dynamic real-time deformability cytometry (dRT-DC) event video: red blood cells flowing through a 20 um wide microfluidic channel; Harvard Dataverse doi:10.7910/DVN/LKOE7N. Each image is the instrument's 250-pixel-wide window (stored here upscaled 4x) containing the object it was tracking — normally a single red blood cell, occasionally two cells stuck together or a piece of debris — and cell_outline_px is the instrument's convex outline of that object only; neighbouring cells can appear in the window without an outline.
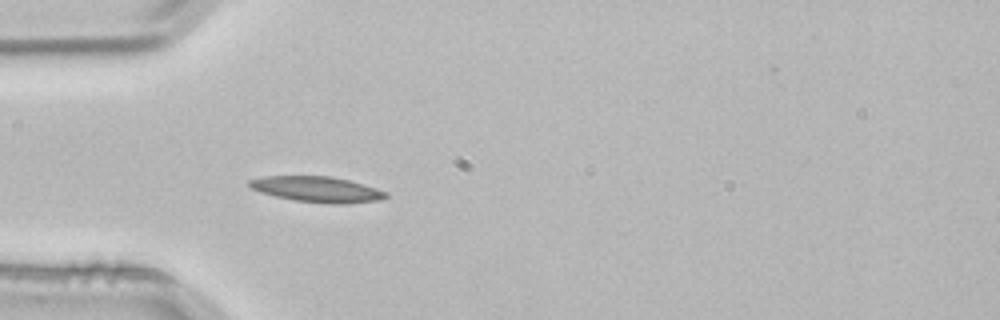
{"species": "common noctule bat (a hibernating species)", "species_latin": "Nyctalus noctula", "temperature_condition": "room temperature", "stored_images_in_passage": 3, "camera_frame_rate_fps": 3000, "um_per_image_px": 0.085, "animal": {"sex": "male", "body_mass_g": 21.5, "forearm_length_mm": 52.0}, "frame": {"image": 1, "passage_image": 3, "time_ms": 0.667, "image_size_px": [1000, 320], "cell_outline_px": [[388, 196], [376, 200], [344, 204], [328, 204], [292, 200], [260, 192], [252, 188], [248, 184], [248, 180], [264, 176], [332, 176], [348, 180], [376, 188], [388, 192]], "centroid_in_image_um": [26.93, 16.09], "position_along_channel_um": 58.1, "area_um2": 20.35}}